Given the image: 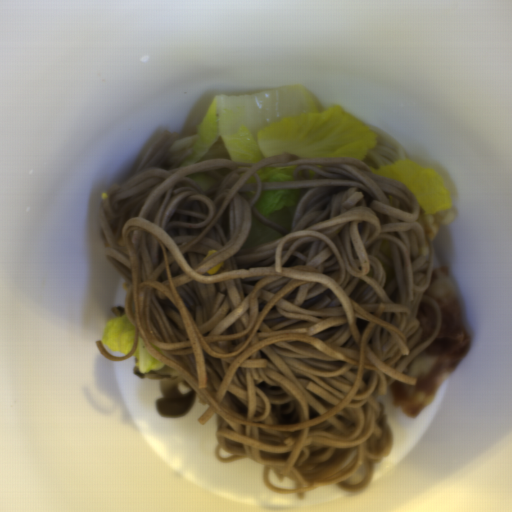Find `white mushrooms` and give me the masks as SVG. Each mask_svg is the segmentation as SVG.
<instances>
[{"mask_svg":"<svg viewBox=\"0 0 512 512\" xmlns=\"http://www.w3.org/2000/svg\"><path fill=\"white\" fill-rule=\"evenodd\" d=\"M133 373L140 378L158 380L161 397L157 398L155 405L162 418L180 417L191 411L198 392L181 373L166 363L145 372L134 366Z\"/></svg>","mask_w":512,"mask_h":512,"instance_id":"obj_1","label":"white mushrooms"}]
</instances>
